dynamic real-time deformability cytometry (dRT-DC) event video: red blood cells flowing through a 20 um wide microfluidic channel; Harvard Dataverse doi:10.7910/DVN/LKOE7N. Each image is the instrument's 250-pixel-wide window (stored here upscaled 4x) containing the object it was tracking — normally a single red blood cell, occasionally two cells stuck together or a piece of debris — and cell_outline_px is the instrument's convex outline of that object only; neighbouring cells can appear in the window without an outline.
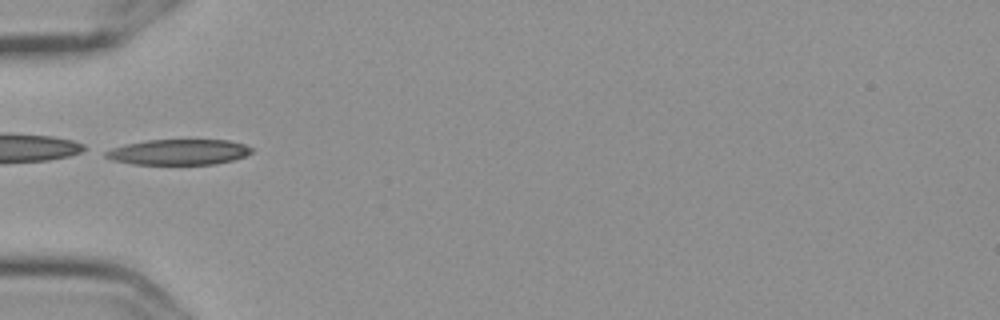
{"species": "Egyptian fruit bat (a non-hibernating species)", "species_latin": "Rousettus aegyptiacus", "temperature_condition": "cold", "stored_images_in_passage": 36, "camera_frame_rate_fps": 3000, "um_per_image_px": 0.085, "frame": {"image": 1, "passage_image": 1, "time_ms": 0.0, "image_size_px": [1000, 320], "cell_outline_px": [[252, 152], [244, 156], [232, 160], [216, 164], [132, 164], [112, 160], [104, 156], [104, 152], [112, 148], [128, 144], [148, 140], [228, 140], [244, 144], [252, 148]], "centroid_in_image_um": [15.18, 12.93], "position_along_channel_um": 69.8, "area_um2": 21.56}}
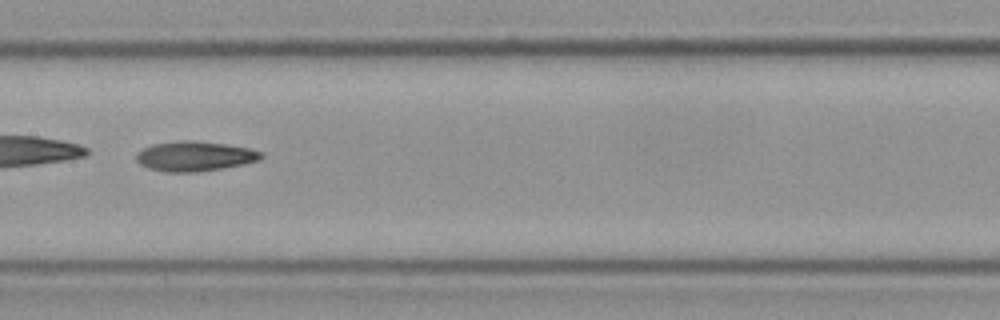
{"frame": {"image": 2, "passage_image": 11, "time_ms": 3.333, "image_size_px": [1000, 320], "cell_outline_px": [[264, 156], [260, 160], [244, 164], [224, 168], [200, 172], [164, 172], [148, 168], [140, 164], [136, 160], [136, 152], [152, 144], [176, 140], [192, 140], [224, 144], [248, 148], [260, 152]], "centroid_in_image_um": [16.52, 13.28], "position_along_channel_um": 190.9, "area_um2": 21.91}}
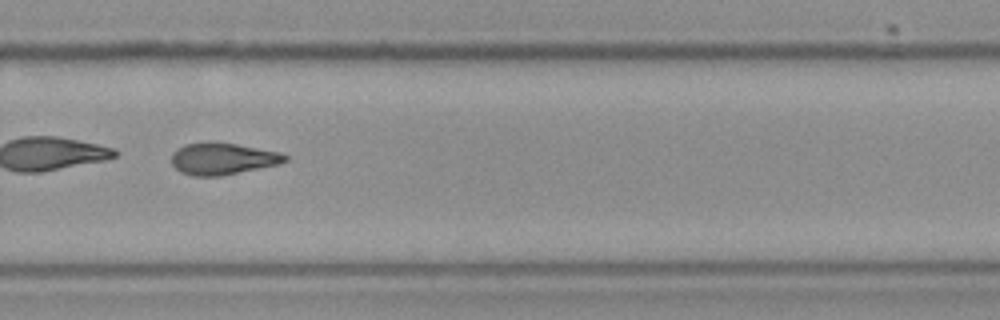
{"frame": {"image": 3, "passage_image": 21, "time_ms": 6.667, "image_size_px": [1000, 320], "cell_outline_px": [[288, 160], [280, 164], [220, 176], [192, 176], [180, 172], [172, 164], [172, 152], [176, 148], [184, 144], [236, 144], [280, 152], [288, 156]], "centroid_in_image_um": [18.94, 13.52], "position_along_channel_um": 310.9, "area_um2": 20.63}}